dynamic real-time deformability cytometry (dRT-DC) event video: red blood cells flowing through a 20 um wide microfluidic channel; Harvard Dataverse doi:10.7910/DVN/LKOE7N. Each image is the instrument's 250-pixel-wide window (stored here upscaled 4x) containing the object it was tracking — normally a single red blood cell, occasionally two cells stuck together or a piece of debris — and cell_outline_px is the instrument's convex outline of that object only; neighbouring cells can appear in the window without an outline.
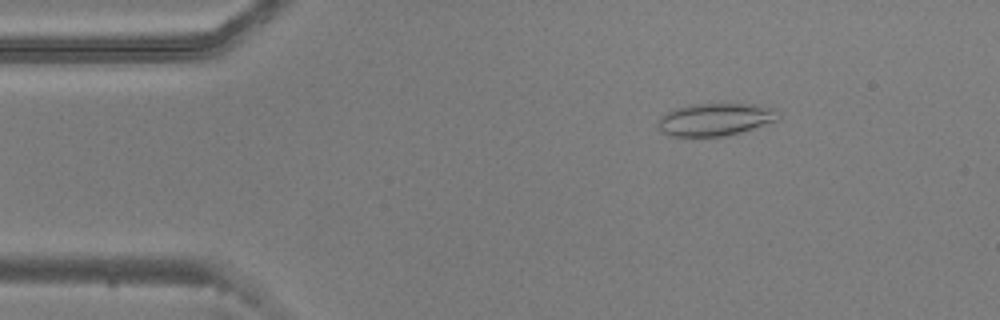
{"species": "common noctule bat (a hibernating species)", "species_latin": "Nyctalus noctula", "temperature_condition": "warm", "stored_images_in_passage": 47, "camera_frame_rate_fps": 3000, "um_per_image_px": 0.085, "animal": {"sex": "male", "body_mass_g": 20.5, "forearm_length_mm": 52.5}, "frame": {"image": 1, "passage_image": 1, "time_ms": 0.0, "image_size_px": [1000, 320], "cell_outline_px": [[780, 120], [740, 132], [724, 136], [668, 136], [660, 128], [660, 116], [676, 108], [692, 104], [752, 104], [776, 108], [780, 116]], "centroid_in_image_um": [60.87, 10.15], "position_along_channel_um": 24.1, "area_um2": 22.66}}
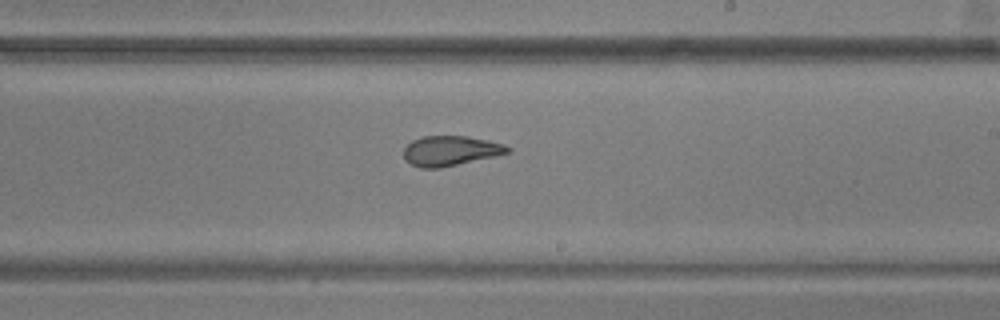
{"frame": {"image": 2, "passage_image": 24, "time_ms": 7.667, "image_size_px": [1000, 320], "cell_outline_px": [[512, 152], [440, 168], [420, 168], [404, 160], [404, 148], [412, 140], [424, 136], [468, 136], [488, 140], [504, 144], [512, 148]], "centroid_in_image_um": [38.3, 12.81], "position_along_channel_um": 250.7, "area_um2": 18.15}}
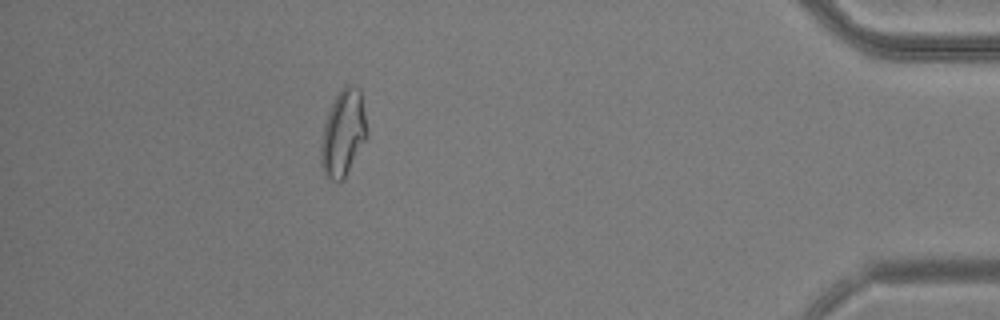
{"frame": {"image": 3, "passage_image": 41, "time_ms": 13.333, "image_size_px": [1000, 320], "cell_outline_px": [[368, 136], [344, 180], [340, 184], [336, 184], [324, 176], [320, 160], [320, 144], [324, 124], [328, 112], [336, 96], [344, 84], [356, 84], [360, 88], [368, 132]], "centroid_in_image_um": [29.17, 11.36], "position_along_channel_um": 406.0, "area_um2": 23.81}, "authors_computed_cell_mechanics": {"area_um2": 19.9988, "velocity_mm_per_s": 3.7157, "shape_relaxation_time_tau1_ms": 7.6748, "shape_relaxation_time_tau2_ms": 2.1971, "deformation_change_tau1": 0.1685, "deformation_change_tau2": 0.0886}}